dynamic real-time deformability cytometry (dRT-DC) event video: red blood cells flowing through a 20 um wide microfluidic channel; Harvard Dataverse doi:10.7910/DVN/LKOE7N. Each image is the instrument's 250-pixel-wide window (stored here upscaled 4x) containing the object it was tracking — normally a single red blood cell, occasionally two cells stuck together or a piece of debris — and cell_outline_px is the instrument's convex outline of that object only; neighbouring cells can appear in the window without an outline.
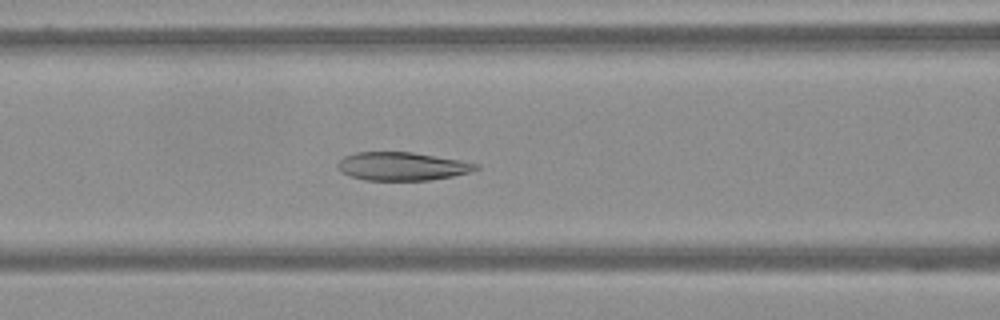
{"species": "Egyptian fruit bat (a non-hibernating species)", "species_latin": "Rousettus aegyptiacus", "temperature_condition": "warm", "stored_images_in_passage": 62, "camera_frame_rate_fps": 3000, "um_per_image_px": 0.085, "frame": {"image": 1, "passage_image": 27, "time_ms": 8.667, "image_size_px": [1000, 320], "cell_outline_px": [[480, 168], [468, 172], [452, 176], [428, 180], [364, 180], [340, 172], [336, 168], [336, 164], [344, 156], [356, 152], [412, 152], [460, 160], [480, 164]], "centroid_in_image_um": [34.15, 14.13], "position_along_channel_um": 132.5, "area_um2": 22.77}}
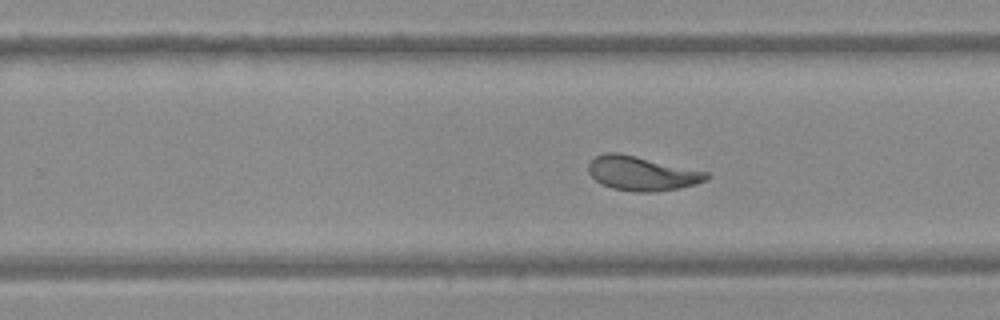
{"frame": {"image": 2, "passage_image": 40, "time_ms": 13.0, "image_size_px": [1000, 320], "cell_outline_px": [[708, 180], [696, 184], [680, 188], [656, 192], [636, 192], [612, 188], [600, 184], [588, 172], [588, 164], [596, 156], [604, 152], [620, 152], [708, 172]], "centroid_in_image_um": [54.55, 14.74], "position_along_channel_um": 275.3, "area_um2": 23.76}}
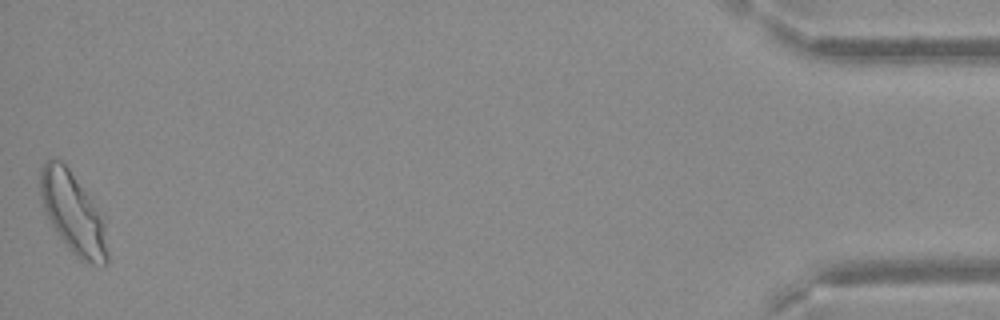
{"frame": {"image": 3, "passage_image": 62, "time_ms": 20.333, "image_size_px": [1000, 320], "cell_outline_px": [[108, 264], [92, 264], [80, 260], [68, 248], [56, 232], [44, 208], [40, 196], [40, 168], [48, 160], [56, 156], [68, 168], [104, 216], [108, 252]], "centroid_in_image_um": [6.23, 18.12], "position_along_channel_um": 429.0, "area_um2": 31.62}}